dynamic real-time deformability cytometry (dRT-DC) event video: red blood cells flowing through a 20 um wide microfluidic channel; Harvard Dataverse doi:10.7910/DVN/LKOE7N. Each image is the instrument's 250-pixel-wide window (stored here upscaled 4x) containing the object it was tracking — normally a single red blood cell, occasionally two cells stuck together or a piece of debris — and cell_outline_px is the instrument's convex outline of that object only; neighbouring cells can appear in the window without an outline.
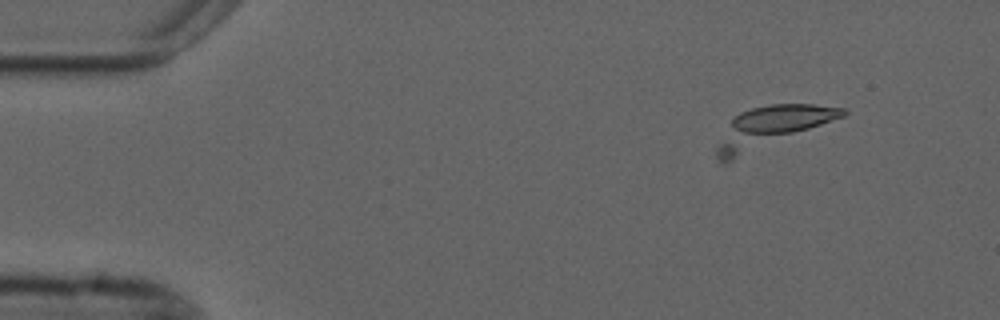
{"species": "common noctule bat (a hibernating species)", "species_latin": "Nyctalus noctula", "temperature_condition": "cold", "stored_images_in_passage": 11, "camera_frame_rate_fps": 3000, "um_per_image_px": 0.085, "animal": {"sex": "male", "forearm_length_mm": 52.5}, "frame": {"image": 1, "passage_image": 11, "time_ms": 3.333, "image_size_px": [1000, 320], "cell_outline_px": [[848, 112], [844, 116], [724, 164], [720, 164], [716, 156], [716, 148], [732, 120], [740, 112], [752, 108], [772, 104], [812, 104], [844, 108]], "centroid_in_image_um": [65.56, 10.82], "position_along_channel_um": 19.4, "area_um2": 29.25}}